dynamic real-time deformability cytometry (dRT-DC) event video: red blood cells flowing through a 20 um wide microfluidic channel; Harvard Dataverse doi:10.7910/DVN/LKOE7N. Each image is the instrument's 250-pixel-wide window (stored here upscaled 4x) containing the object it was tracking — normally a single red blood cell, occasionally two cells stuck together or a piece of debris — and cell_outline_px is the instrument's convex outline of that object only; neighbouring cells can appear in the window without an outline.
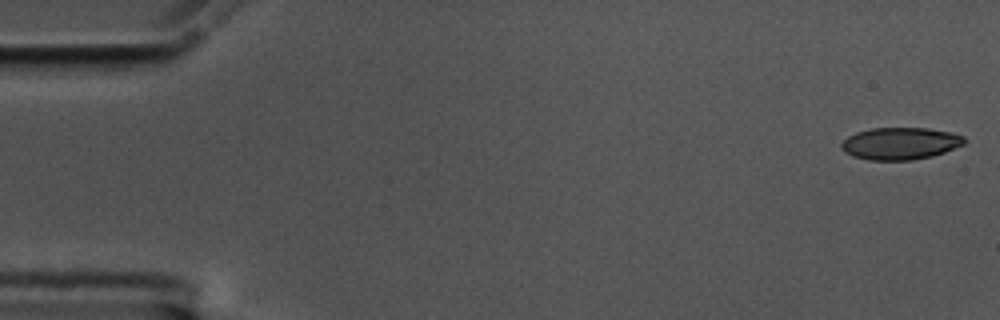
{"species": "common noctule bat (a hibernating species)", "species_latin": "Nyctalus noctula", "temperature_condition": "cold", "stored_images_in_passage": 56, "camera_frame_rate_fps": 3000, "um_per_image_px": 0.085, "animal": {"sex": "male", "body_mass_g": 17.5, "forearm_length_mm": 52.3}, "frame": {"image": 1, "passage_image": 1, "time_ms": 0.0, "image_size_px": [1000, 320], "cell_outline_px": [[968, 140], [964, 144], [944, 152], [932, 156], [912, 160], [868, 160], [852, 156], [844, 152], [840, 148], [840, 144], [848, 136], [856, 132], [872, 128], [928, 128], [952, 132], [964, 136]], "centroid_in_image_um": [76.52, 12.19], "position_along_channel_um": 8.5, "area_um2": 23.24}}
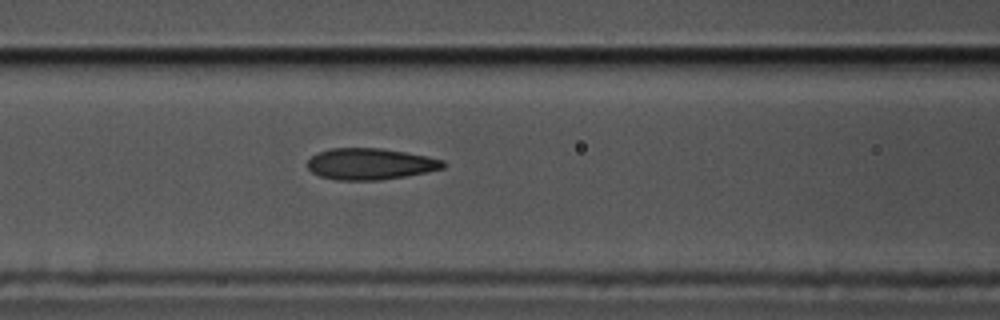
{"frame": {"image": 2, "passage_image": 23, "time_ms": 7.333, "image_size_px": [1000, 320], "cell_outline_px": [[444, 168], [404, 176], [380, 180], [336, 180], [320, 176], [312, 172], [308, 168], [308, 160], [312, 156], [320, 152], [332, 148], [380, 148], [428, 156], [444, 160]], "centroid_in_image_um": [31.46, 13.93], "position_along_channel_um": 135.1, "area_um2": 24.57}}
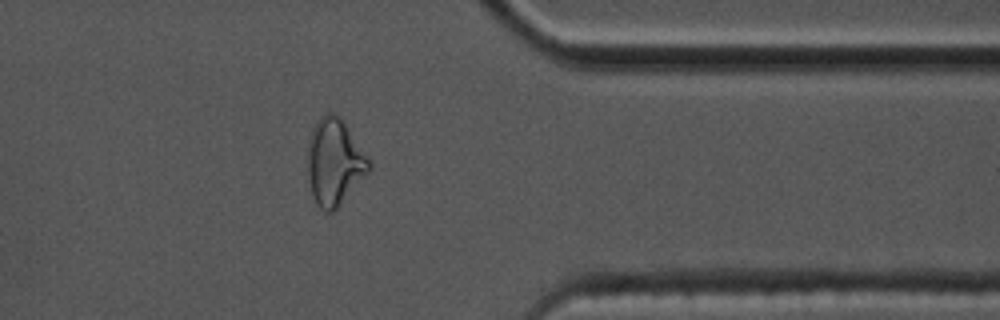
{"frame": {"image": 3, "passage_image": 45, "time_ms": 14.667, "image_size_px": [1000, 320], "cell_outline_px": [[372, 168], [336, 208], [332, 212], [324, 212], [316, 204], [312, 196], [308, 176], [308, 148], [312, 128], [320, 116], [324, 112], [332, 112], [340, 116], [344, 120], [372, 164]], "centroid_in_image_um": [28.42, 13.74], "position_along_channel_um": 383.0, "area_um2": 30.87}, "authors_computed_cell_mechanics": {"area_um2": 24.8251, "velocity_mm_per_s": 3.5434, "shape_relaxation_time_tau1_ms": null, "shape_relaxation_time_tau2_ms": 1.9347, "deformation_change_tau1": null, "deformation_change_tau2": 0.0893}}